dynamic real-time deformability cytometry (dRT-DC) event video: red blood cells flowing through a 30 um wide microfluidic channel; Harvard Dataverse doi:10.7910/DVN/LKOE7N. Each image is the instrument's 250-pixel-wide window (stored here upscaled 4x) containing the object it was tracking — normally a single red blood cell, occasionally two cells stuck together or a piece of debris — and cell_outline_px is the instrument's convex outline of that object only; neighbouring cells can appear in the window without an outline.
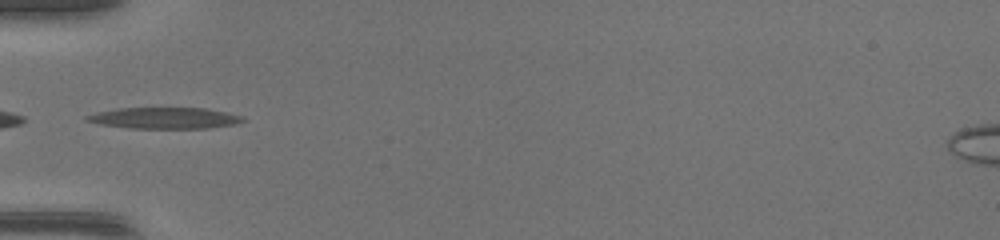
{"species": "common noctule bat (a hibernating species)", "species_latin": "Nyctalus noctula", "temperature_condition": "warm", "stored_images_in_passage": 26, "camera_frame_rate_fps": 3000, "um_per_image_px": 0.085, "animal": {"sex": "female", "body_mass_g": 17.0, "forearm_length_mm": 48.0}, "frame": {"image": 1, "passage_image": 1, "time_ms": 0.0, "image_size_px": [1000, 240], "cell_outline_px": [[248, 120], [232, 124], [208, 128], [132, 128], [100, 124], [84, 120], [84, 116], [100, 112], [120, 108], [204, 108], [224, 112], [240, 116]], "centroid_in_image_um": [13.97, 10.03], "position_along_channel_um": 71.0, "area_um2": 18.96}}
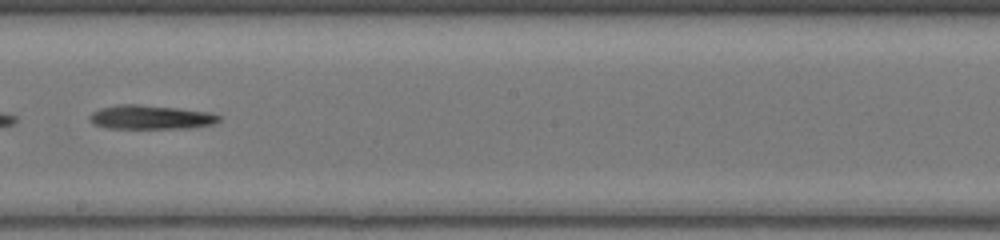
{"frame": {"image": 2, "passage_image": 12, "time_ms": 3.667, "image_size_px": [1000, 240], "cell_outline_px": [[220, 120], [212, 124], [188, 128], [108, 128], [92, 124], [88, 116], [92, 112], [100, 108], [120, 104], [136, 104], [176, 108], [208, 112], [220, 116]], "centroid_in_image_um": [12.75, 9.96], "position_along_channel_um": 235.4, "area_um2": 17.98}}